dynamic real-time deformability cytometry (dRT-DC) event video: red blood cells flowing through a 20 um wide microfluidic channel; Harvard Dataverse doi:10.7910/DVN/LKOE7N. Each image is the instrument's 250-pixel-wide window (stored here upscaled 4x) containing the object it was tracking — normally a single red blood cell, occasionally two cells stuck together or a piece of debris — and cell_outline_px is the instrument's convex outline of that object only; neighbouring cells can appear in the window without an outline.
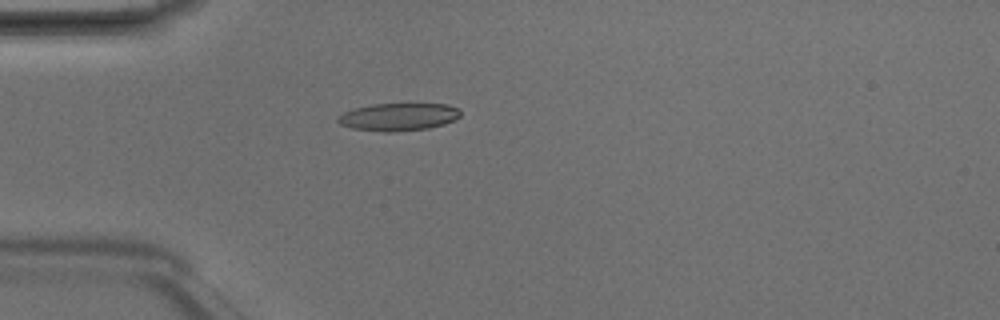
{"species": "Egyptian fruit bat (a non-hibernating species)", "species_latin": "Rousettus aegyptiacus", "temperature_condition": "room temperature", "stored_images_in_passage": 4, "camera_frame_rate_fps": 3000, "um_per_image_px": 0.085, "animal": {"sex": "male"}, "frame": {"image": 1, "passage_image": 4, "time_ms": 1.0, "image_size_px": [1000, 320], "cell_outline_px": [[460, 116], [456, 120], [444, 124], [428, 128], [392, 132], [384, 132], [352, 128], [340, 124], [336, 120], [336, 116], [344, 112], [356, 108], [372, 104], [448, 104], [460, 108]], "centroid_in_image_um": [33.88, 9.93], "position_along_channel_um": 51.1, "area_um2": 19.83}}